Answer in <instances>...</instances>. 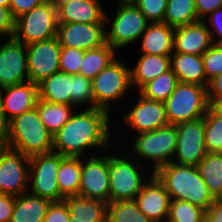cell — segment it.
I'll return each mask as SVG.
<instances>
[{"mask_svg": "<svg viewBox=\"0 0 222 222\" xmlns=\"http://www.w3.org/2000/svg\"><path fill=\"white\" fill-rule=\"evenodd\" d=\"M110 113L99 108L75 111L63 127L53 135V151L64 157H81L86 150L108 149L112 144Z\"/></svg>", "mask_w": 222, "mask_h": 222, "instance_id": "obj_1", "label": "cell"}, {"mask_svg": "<svg viewBox=\"0 0 222 222\" xmlns=\"http://www.w3.org/2000/svg\"><path fill=\"white\" fill-rule=\"evenodd\" d=\"M153 174L164 185L171 200H186L204 210L215 200L197 166L171 162L159 167Z\"/></svg>", "mask_w": 222, "mask_h": 222, "instance_id": "obj_2", "label": "cell"}, {"mask_svg": "<svg viewBox=\"0 0 222 222\" xmlns=\"http://www.w3.org/2000/svg\"><path fill=\"white\" fill-rule=\"evenodd\" d=\"M4 146L30 158L53 151V134L45 127L35 107L9 121Z\"/></svg>", "mask_w": 222, "mask_h": 222, "instance_id": "obj_3", "label": "cell"}, {"mask_svg": "<svg viewBox=\"0 0 222 222\" xmlns=\"http://www.w3.org/2000/svg\"><path fill=\"white\" fill-rule=\"evenodd\" d=\"M124 153L113 154L112 152L109 155V202L134 200L148 181L147 179L153 175L152 171L147 173L149 177L144 174L145 169L142 166L144 164L130 156L128 151V155Z\"/></svg>", "mask_w": 222, "mask_h": 222, "instance_id": "obj_4", "label": "cell"}, {"mask_svg": "<svg viewBox=\"0 0 222 222\" xmlns=\"http://www.w3.org/2000/svg\"><path fill=\"white\" fill-rule=\"evenodd\" d=\"M176 143V125L168 124L154 131L136 134V138L134 136V141H132V145L128 149H132L131 156H134L136 160L138 159V162L142 161L141 163L146 164L149 169L150 167L147 166V163L151 162V169H153L147 170V172H155L159 167L172 162ZM143 160L147 161V163H143Z\"/></svg>", "mask_w": 222, "mask_h": 222, "instance_id": "obj_5", "label": "cell"}, {"mask_svg": "<svg viewBox=\"0 0 222 222\" xmlns=\"http://www.w3.org/2000/svg\"><path fill=\"white\" fill-rule=\"evenodd\" d=\"M164 105L168 124L200 119L209 109L207 87L179 82Z\"/></svg>", "mask_w": 222, "mask_h": 222, "instance_id": "obj_6", "label": "cell"}, {"mask_svg": "<svg viewBox=\"0 0 222 222\" xmlns=\"http://www.w3.org/2000/svg\"><path fill=\"white\" fill-rule=\"evenodd\" d=\"M117 57L92 80L94 108L111 114V105L118 102L132 89L131 70Z\"/></svg>", "mask_w": 222, "mask_h": 222, "instance_id": "obj_7", "label": "cell"}, {"mask_svg": "<svg viewBox=\"0 0 222 222\" xmlns=\"http://www.w3.org/2000/svg\"><path fill=\"white\" fill-rule=\"evenodd\" d=\"M57 26V6L52 1H44L15 19L13 38L27 46L56 37Z\"/></svg>", "mask_w": 222, "mask_h": 222, "instance_id": "obj_8", "label": "cell"}, {"mask_svg": "<svg viewBox=\"0 0 222 222\" xmlns=\"http://www.w3.org/2000/svg\"><path fill=\"white\" fill-rule=\"evenodd\" d=\"M109 23L110 28H105L106 43L116 51L137 42L149 24L135 4L118 5L113 18L105 13L106 26Z\"/></svg>", "mask_w": 222, "mask_h": 222, "instance_id": "obj_9", "label": "cell"}, {"mask_svg": "<svg viewBox=\"0 0 222 222\" xmlns=\"http://www.w3.org/2000/svg\"><path fill=\"white\" fill-rule=\"evenodd\" d=\"M60 163L61 155L54 151L30 157L29 193L47 198L51 202L63 201L64 197L60 194L57 183Z\"/></svg>", "mask_w": 222, "mask_h": 222, "instance_id": "obj_10", "label": "cell"}, {"mask_svg": "<svg viewBox=\"0 0 222 222\" xmlns=\"http://www.w3.org/2000/svg\"><path fill=\"white\" fill-rule=\"evenodd\" d=\"M81 158L79 196L109 203V154L99 153Z\"/></svg>", "mask_w": 222, "mask_h": 222, "instance_id": "obj_11", "label": "cell"}, {"mask_svg": "<svg viewBox=\"0 0 222 222\" xmlns=\"http://www.w3.org/2000/svg\"><path fill=\"white\" fill-rule=\"evenodd\" d=\"M30 158L5 147L0 149V194L19 196L29 192Z\"/></svg>", "mask_w": 222, "mask_h": 222, "instance_id": "obj_12", "label": "cell"}, {"mask_svg": "<svg viewBox=\"0 0 222 222\" xmlns=\"http://www.w3.org/2000/svg\"><path fill=\"white\" fill-rule=\"evenodd\" d=\"M204 117L176 125L177 143L172 162L197 166L207 154Z\"/></svg>", "mask_w": 222, "mask_h": 222, "instance_id": "obj_13", "label": "cell"}, {"mask_svg": "<svg viewBox=\"0 0 222 222\" xmlns=\"http://www.w3.org/2000/svg\"><path fill=\"white\" fill-rule=\"evenodd\" d=\"M29 81L39 84L55 72L60 71L61 45L56 37L26 46Z\"/></svg>", "mask_w": 222, "mask_h": 222, "instance_id": "obj_14", "label": "cell"}, {"mask_svg": "<svg viewBox=\"0 0 222 222\" xmlns=\"http://www.w3.org/2000/svg\"><path fill=\"white\" fill-rule=\"evenodd\" d=\"M29 81L27 48L12 38L0 44V89Z\"/></svg>", "mask_w": 222, "mask_h": 222, "instance_id": "obj_15", "label": "cell"}, {"mask_svg": "<svg viewBox=\"0 0 222 222\" xmlns=\"http://www.w3.org/2000/svg\"><path fill=\"white\" fill-rule=\"evenodd\" d=\"M105 23H58L57 38L61 47L84 51L106 43Z\"/></svg>", "mask_w": 222, "mask_h": 222, "instance_id": "obj_16", "label": "cell"}, {"mask_svg": "<svg viewBox=\"0 0 222 222\" xmlns=\"http://www.w3.org/2000/svg\"><path fill=\"white\" fill-rule=\"evenodd\" d=\"M138 96L136 105L123 114L124 124L132 128L135 135L167 126L164 102L147 99L139 92Z\"/></svg>", "mask_w": 222, "mask_h": 222, "instance_id": "obj_17", "label": "cell"}, {"mask_svg": "<svg viewBox=\"0 0 222 222\" xmlns=\"http://www.w3.org/2000/svg\"><path fill=\"white\" fill-rule=\"evenodd\" d=\"M142 212L152 222H166L170 196L164 185L153 174L134 199Z\"/></svg>", "mask_w": 222, "mask_h": 222, "instance_id": "obj_18", "label": "cell"}, {"mask_svg": "<svg viewBox=\"0 0 222 222\" xmlns=\"http://www.w3.org/2000/svg\"><path fill=\"white\" fill-rule=\"evenodd\" d=\"M0 98L5 117L9 122L14 117L36 107L39 99L38 85L26 81L1 88Z\"/></svg>", "mask_w": 222, "mask_h": 222, "instance_id": "obj_19", "label": "cell"}, {"mask_svg": "<svg viewBox=\"0 0 222 222\" xmlns=\"http://www.w3.org/2000/svg\"><path fill=\"white\" fill-rule=\"evenodd\" d=\"M212 44L203 20L174 28L173 52L202 56Z\"/></svg>", "mask_w": 222, "mask_h": 222, "instance_id": "obj_20", "label": "cell"}, {"mask_svg": "<svg viewBox=\"0 0 222 222\" xmlns=\"http://www.w3.org/2000/svg\"><path fill=\"white\" fill-rule=\"evenodd\" d=\"M100 0H69L57 5L58 23H105Z\"/></svg>", "mask_w": 222, "mask_h": 222, "instance_id": "obj_21", "label": "cell"}, {"mask_svg": "<svg viewBox=\"0 0 222 222\" xmlns=\"http://www.w3.org/2000/svg\"><path fill=\"white\" fill-rule=\"evenodd\" d=\"M140 41L141 54L170 56L173 53L174 28L165 22L149 23Z\"/></svg>", "mask_w": 222, "mask_h": 222, "instance_id": "obj_22", "label": "cell"}, {"mask_svg": "<svg viewBox=\"0 0 222 222\" xmlns=\"http://www.w3.org/2000/svg\"><path fill=\"white\" fill-rule=\"evenodd\" d=\"M170 68L179 82L208 87L202 56L173 52L170 55Z\"/></svg>", "mask_w": 222, "mask_h": 222, "instance_id": "obj_23", "label": "cell"}, {"mask_svg": "<svg viewBox=\"0 0 222 222\" xmlns=\"http://www.w3.org/2000/svg\"><path fill=\"white\" fill-rule=\"evenodd\" d=\"M69 210V222H107V203L81 196L63 199Z\"/></svg>", "mask_w": 222, "mask_h": 222, "instance_id": "obj_24", "label": "cell"}, {"mask_svg": "<svg viewBox=\"0 0 222 222\" xmlns=\"http://www.w3.org/2000/svg\"><path fill=\"white\" fill-rule=\"evenodd\" d=\"M135 67H131V84L138 92L145 84L170 69V56L140 54Z\"/></svg>", "mask_w": 222, "mask_h": 222, "instance_id": "obj_25", "label": "cell"}, {"mask_svg": "<svg viewBox=\"0 0 222 222\" xmlns=\"http://www.w3.org/2000/svg\"><path fill=\"white\" fill-rule=\"evenodd\" d=\"M51 201L29 192L15 197L10 222H43Z\"/></svg>", "mask_w": 222, "mask_h": 222, "instance_id": "obj_26", "label": "cell"}, {"mask_svg": "<svg viewBox=\"0 0 222 222\" xmlns=\"http://www.w3.org/2000/svg\"><path fill=\"white\" fill-rule=\"evenodd\" d=\"M39 99L71 105L72 75L58 71L38 84Z\"/></svg>", "mask_w": 222, "mask_h": 222, "instance_id": "obj_27", "label": "cell"}, {"mask_svg": "<svg viewBox=\"0 0 222 222\" xmlns=\"http://www.w3.org/2000/svg\"><path fill=\"white\" fill-rule=\"evenodd\" d=\"M81 177V157H64L61 155V163L57 173V183L60 194L66 198L79 196Z\"/></svg>", "mask_w": 222, "mask_h": 222, "instance_id": "obj_28", "label": "cell"}, {"mask_svg": "<svg viewBox=\"0 0 222 222\" xmlns=\"http://www.w3.org/2000/svg\"><path fill=\"white\" fill-rule=\"evenodd\" d=\"M118 57L117 51L108 43L85 51L79 74L93 80L97 74Z\"/></svg>", "mask_w": 222, "mask_h": 222, "instance_id": "obj_29", "label": "cell"}, {"mask_svg": "<svg viewBox=\"0 0 222 222\" xmlns=\"http://www.w3.org/2000/svg\"><path fill=\"white\" fill-rule=\"evenodd\" d=\"M197 168L213 197L222 198V153L207 152Z\"/></svg>", "mask_w": 222, "mask_h": 222, "instance_id": "obj_30", "label": "cell"}, {"mask_svg": "<svg viewBox=\"0 0 222 222\" xmlns=\"http://www.w3.org/2000/svg\"><path fill=\"white\" fill-rule=\"evenodd\" d=\"M36 108L45 127L54 135L71 118L75 106L38 99Z\"/></svg>", "mask_w": 222, "mask_h": 222, "instance_id": "obj_31", "label": "cell"}, {"mask_svg": "<svg viewBox=\"0 0 222 222\" xmlns=\"http://www.w3.org/2000/svg\"><path fill=\"white\" fill-rule=\"evenodd\" d=\"M194 0H168L164 22L172 28L199 21Z\"/></svg>", "mask_w": 222, "mask_h": 222, "instance_id": "obj_32", "label": "cell"}, {"mask_svg": "<svg viewBox=\"0 0 222 222\" xmlns=\"http://www.w3.org/2000/svg\"><path fill=\"white\" fill-rule=\"evenodd\" d=\"M179 80L171 68L145 84L138 92L147 99L165 102L175 90Z\"/></svg>", "mask_w": 222, "mask_h": 222, "instance_id": "obj_33", "label": "cell"}, {"mask_svg": "<svg viewBox=\"0 0 222 222\" xmlns=\"http://www.w3.org/2000/svg\"><path fill=\"white\" fill-rule=\"evenodd\" d=\"M107 222H152L140 212L135 200H120L107 204Z\"/></svg>", "mask_w": 222, "mask_h": 222, "instance_id": "obj_34", "label": "cell"}, {"mask_svg": "<svg viewBox=\"0 0 222 222\" xmlns=\"http://www.w3.org/2000/svg\"><path fill=\"white\" fill-rule=\"evenodd\" d=\"M205 212L186 200H171L166 222H204Z\"/></svg>", "mask_w": 222, "mask_h": 222, "instance_id": "obj_35", "label": "cell"}, {"mask_svg": "<svg viewBox=\"0 0 222 222\" xmlns=\"http://www.w3.org/2000/svg\"><path fill=\"white\" fill-rule=\"evenodd\" d=\"M204 139L207 152L222 153V118L210 108L204 115Z\"/></svg>", "mask_w": 222, "mask_h": 222, "instance_id": "obj_36", "label": "cell"}, {"mask_svg": "<svg viewBox=\"0 0 222 222\" xmlns=\"http://www.w3.org/2000/svg\"><path fill=\"white\" fill-rule=\"evenodd\" d=\"M71 105L75 107L86 105L87 107L85 108H94L91 79L85 78L80 74L72 75Z\"/></svg>", "mask_w": 222, "mask_h": 222, "instance_id": "obj_37", "label": "cell"}, {"mask_svg": "<svg viewBox=\"0 0 222 222\" xmlns=\"http://www.w3.org/2000/svg\"><path fill=\"white\" fill-rule=\"evenodd\" d=\"M84 54L85 51L78 48L61 47L59 59L60 71L70 75L79 74Z\"/></svg>", "mask_w": 222, "mask_h": 222, "instance_id": "obj_38", "label": "cell"}, {"mask_svg": "<svg viewBox=\"0 0 222 222\" xmlns=\"http://www.w3.org/2000/svg\"><path fill=\"white\" fill-rule=\"evenodd\" d=\"M206 79L210 81L222 74V45L212 44L202 55Z\"/></svg>", "mask_w": 222, "mask_h": 222, "instance_id": "obj_39", "label": "cell"}, {"mask_svg": "<svg viewBox=\"0 0 222 222\" xmlns=\"http://www.w3.org/2000/svg\"><path fill=\"white\" fill-rule=\"evenodd\" d=\"M168 0H138L135 4L149 23L164 22Z\"/></svg>", "mask_w": 222, "mask_h": 222, "instance_id": "obj_40", "label": "cell"}, {"mask_svg": "<svg viewBox=\"0 0 222 222\" xmlns=\"http://www.w3.org/2000/svg\"><path fill=\"white\" fill-rule=\"evenodd\" d=\"M203 21H205L210 32L212 43L215 45H222V7L211 12Z\"/></svg>", "mask_w": 222, "mask_h": 222, "instance_id": "obj_41", "label": "cell"}, {"mask_svg": "<svg viewBox=\"0 0 222 222\" xmlns=\"http://www.w3.org/2000/svg\"><path fill=\"white\" fill-rule=\"evenodd\" d=\"M43 222H69V210L64 201L51 202Z\"/></svg>", "mask_w": 222, "mask_h": 222, "instance_id": "obj_42", "label": "cell"}, {"mask_svg": "<svg viewBox=\"0 0 222 222\" xmlns=\"http://www.w3.org/2000/svg\"><path fill=\"white\" fill-rule=\"evenodd\" d=\"M15 31V19L9 8L0 6V35L12 38Z\"/></svg>", "mask_w": 222, "mask_h": 222, "instance_id": "obj_43", "label": "cell"}, {"mask_svg": "<svg viewBox=\"0 0 222 222\" xmlns=\"http://www.w3.org/2000/svg\"><path fill=\"white\" fill-rule=\"evenodd\" d=\"M45 0H11L9 9L14 19L31 11L33 8L39 6Z\"/></svg>", "mask_w": 222, "mask_h": 222, "instance_id": "obj_44", "label": "cell"}, {"mask_svg": "<svg viewBox=\"0 0 222 222\" xmlns=\"http://www.w3.org/2000/svg\"><path fill=\"white\" fill-rule=\"evenodd\" d=\"M198 18L203 20L211 12L222 7V0H194Z\"/></svg>", "mask_w": 222, "mask_h": 222, "instance_id": "obj_45", "label": "cell"}, {"mask_svg": "<svg viewBox=\"0 0 222 222\" xmlns=\"http://www.w3.org/2000/svg\"><path fill=\"white\" fill-rule=\"evenodd\" d=\"M15 196L0 194V222H10Z\"/></svg>", "mask_w": 222, "mask_h": 222, "instance_id": "obj_46", "label": "cell"}, {"mask_svg": "<svg viewBox=\"0 0 222 222\" xmlns=\"http://www.w3.org/2000/svg\"><path fill=\"white\" fill-rule=\"evenodd\" d=\"M204 222H222V198L215 199L205 212Z\"/></svg>", "mask_w": 222, "mask_h": 222, "instance_id": "obj_47", "label": "cell"}, {"mask_svg": "<svg viewBox=\"0 0 222 222\" xmlns=\"http://www.w3.org/2000/svg\"><path fill=\"white\" fill-rule=\"evenodd\" d=\"M207 92L208 97L222 96V74L215 76L209 81Z\"/></svg>", "mask_w": 222, "mask_h": 222, "instance_id": "obj_48", "label": "cell"}, {"mask_svg": "<svg viewBox=\"0 0 222 222\" xmlns=\"http://www.w3.org/2000/svg\"><path fill=\"white\" fill-rule=\"evenodd\" d=\"M8 121L5 117L4 110L2 107V101L0 98V142L5 143L7 133H8Z\"/></svg>", "mask_w": 222, "mask_h": 222, "instance_id": "obj_49", "label": "cell"}, {"mask_svg": "<svg viewBox=\"0 0 222 222\" xmlns=\"http://www.w3.org/2000/svg\"><path fill=\"white\" fill-rule=\"evenodd\" d=\"M209 108L222 118V96L208 97Z\"/></svg>", "mask_w": 222, "mask_h": 222, "instance_id": "obj_50", "label": "cell"}, {"mask_svg": "<svg viewBox=\"0 0 222 222\" xmlns=\"http://www.w3.org/2000/svg\"><path fill=\"white\" fill-rule=\"evenodd\" d=\"M138 0H117V6L118 5H130V4H136Z\"/></svg>", "mask_w": 222, "mask_h": 222, "instance_id": "obj_51", "label": "cell"}, {"mask_svg": "<svg viewBox=\"0 0 222 222\" xmlns=\"http://www.w3.org/2000/svg\"><path fill=\"white\" fill-rule=\"evenodd\" d=\"M10 1L11 0H0V6H4V7L9 8Z\"/></svg>", "mask_w": 222, "mask_h": 222, "instance_id": "obj_52", "label": "cell"}, {"mask_svg": "<svg viewBox=\"0 0 222 222\" xmlns=\"http://www.w3.org/2000/svg\"><path fill=\"white\" fill-rule=\"evenodd\" d=\"M64 1H69V0H53L52 2L57 6L59 3H62Z\"/></svg>", "mask_w": 222, "mask_h": 222, "instance_id": "obj_53", "label": "cell"}, {"mask_svg": "<svg viewBox=\"0 0 222 222\" xmlns=\"http://www.w3.org/2000/svg\"><path fill=\"white\" fill-rule=\"evenodd\" d=\"M1 37H3V36L0 35V44H1V41L5 40L4 37H3V38H1ZM2 39H3V40H2Z\"/></svg>", "mask_w": 222, "mask_h": 222, "instance_id": "obj_54", "label": "cell"}]
</instances>
